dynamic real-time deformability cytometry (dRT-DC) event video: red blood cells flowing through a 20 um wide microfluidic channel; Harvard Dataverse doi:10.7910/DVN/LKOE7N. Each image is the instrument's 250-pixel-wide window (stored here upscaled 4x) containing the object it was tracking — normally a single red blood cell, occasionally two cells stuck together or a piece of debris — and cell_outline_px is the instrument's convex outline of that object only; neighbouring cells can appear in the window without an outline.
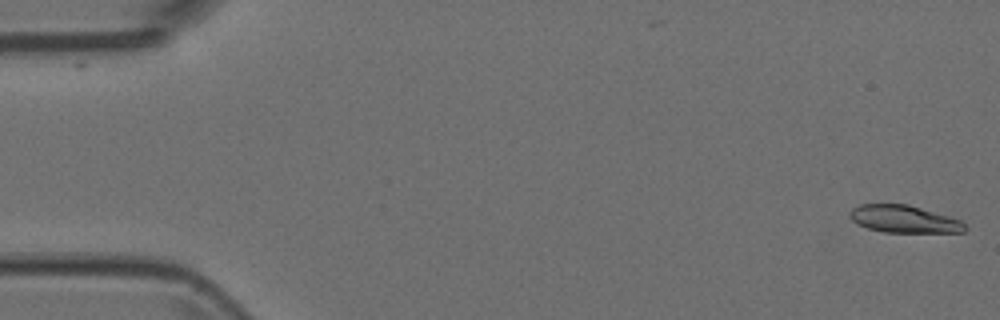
{"species": "Egyptian fruit bat (a non-hibernating species)", "species_latin": "Rousettus aegyptiacus", "temperature_condition": "room temperature", "stored_images_in_passage": 6, "camera_frame_rate_fps": 3000, "um_per_image_px": 0.085, "animal": {"sex": "female"}, "frame": {"image": 1, "passage_image": 1, "time_ms": 0.0, "image_size_px": [1000, 320], "cell_outline_px": [[968, 228], [964, 232], [884, 232], [868, 228], [856, 224], [848, 216], [848, 212], [852, 208], [860, 204], [908, 204], [948, 216], [960, 220]], "centroid_in_image_um": [76.8, 18.62], "position_along_channel_um": 8.2, "area_um2": 18.38}}
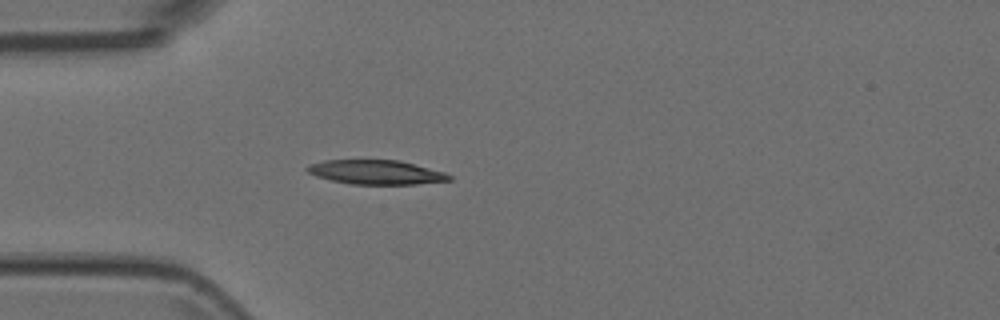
{"frame": {"image": 2, "passage_image": 5, "time_ms": 1.333, "image_size_px": [1000, 320], "cell_outline_px": [[452, 180], [416, 184], [348, 184], [316, 176], [308, 172], [304, 168], [308, 164], [324, 160], [400, 160], [444, 172], [452, 176]], "centroid_in_image_um": [31.94, 14.63], "position_along_channel_um": 53.1, "area_um2": 20.11}}